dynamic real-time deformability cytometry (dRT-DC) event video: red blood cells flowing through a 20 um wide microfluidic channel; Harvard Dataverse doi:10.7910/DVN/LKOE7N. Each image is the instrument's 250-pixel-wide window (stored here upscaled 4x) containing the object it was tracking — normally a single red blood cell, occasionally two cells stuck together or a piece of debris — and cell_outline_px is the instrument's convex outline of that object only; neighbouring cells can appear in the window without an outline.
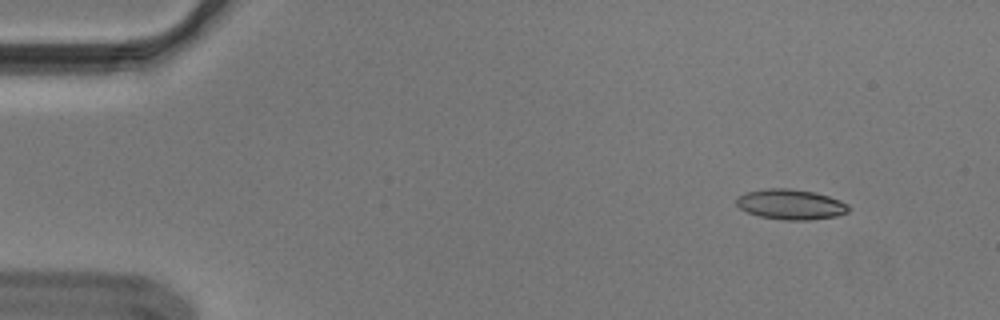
{"species": "Egyptian fruit bat (a non-hibernating species)", "species_latin": "Rousettus aegyptiacus", "temperature_condition": "cold", "stored_images_in_passage": 52, "segment_of_instrument_passage": [1, 2], "camera_frame_rate_fps": 3000, "um_per_image_px": 0.085, "animal": {"sex": "male"}, "frame": {"image": 1, "passage_image": 3, "time_ms": 0.667, "image_size_px": [1000, 320], "cell_outline_px": [[848, 212], [836, 216], [808, 220], [784, 220], [760, 216], [748, 212], [740, 208], [736, 204], [736, 196], [744, 192], [768, 188], [788, 188], [816, 192], [840, 200], [848, 204]], "centroid_in_image_um": [67.19, 17.36], "position_along_channel_um": 17.8, "area_um2": 19.83}}
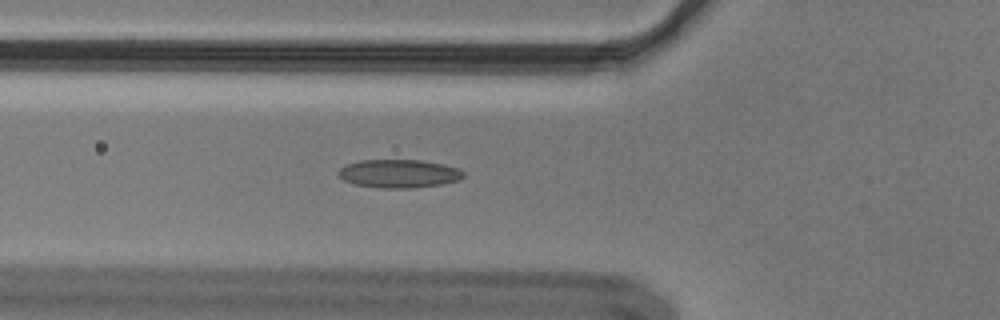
{"frame": {"image": 2, "passage_image": 17, "time_ms": 5.333, "image_size_px": [1000, 320], "cell_outline_px": [[464, 176], [460, 180], [440, 184], [412, 188], [376, 188], [356, 184], [344, 180], [336, 172], [344, 164], [360, 160], [420, 160], [444, 164], [456, 168], [464, 172]], "centroid_in_image_um": [33.88, 14.75], "position_along_channel_um": 91.9, "area_um2": 20.69}}
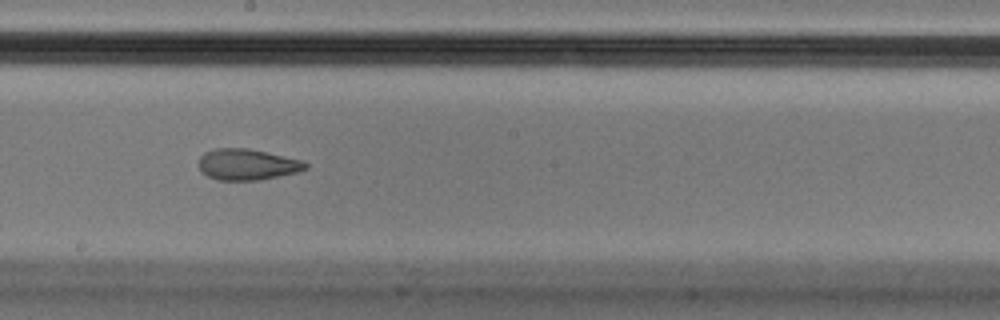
{"frame": {"image": 3, "passage_image": 28, "time_ms": 9.0, "image_size_px": [1000, 320], "cell_outline_px": [[308, 168], [296, 172], [260, 180], [216, 180], [200, 172], [200, 156], [204, 152], [216, 148], [248, 148], [304, 160], [308, 164]], "centroid_in_image_um": [21.02, 13.98], "position_along_channel_um": 227.2, "area_um2": 19.42}}